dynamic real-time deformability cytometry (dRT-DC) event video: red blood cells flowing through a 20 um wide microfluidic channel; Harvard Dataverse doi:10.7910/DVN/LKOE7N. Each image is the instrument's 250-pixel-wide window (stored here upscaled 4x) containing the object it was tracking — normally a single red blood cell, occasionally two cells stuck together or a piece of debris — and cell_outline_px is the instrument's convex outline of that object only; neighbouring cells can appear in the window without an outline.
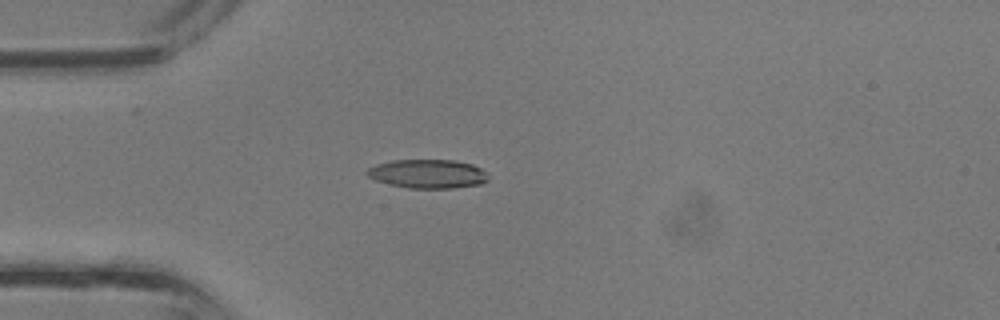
{"species": "common noctule bat (a hibernating species)", "species_latin": "Nyctalus noctula", "temperature_condition": "room temperature", "stored_images_in_passage": 28, "camera_frame_rate_fps": 3000, "um_per_image_px": 0.085, "animal": {"sex": "male", "body_mass_g": 13.3}, "frame": {"image": 1, "passage_image": 1, "time_ms": 0.0, "image_size_px": [1000, 320], "cell_outline_px": [[488, 180], [480, 184], [452, 188], [408, 188], [376, 180], [368, 176], [364, 172], [368, 168], [376, 164], [392, 160], [456, 160], [472, 164], [480, 168], [488, 176]], "centroid_in_image_um": [36.35, 14.76], "position_along_channel_um": 48.7, "area_um2": 20.29}}
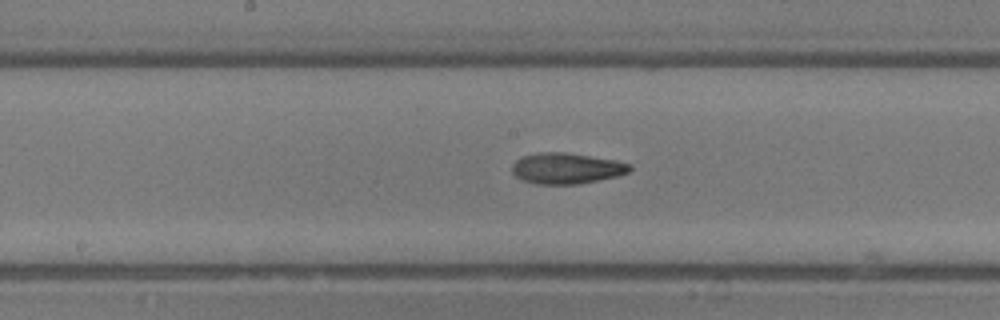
{"frame": {"image": 2, "passage_image": 10, "time_ms": 3.0, "image_size_px": [1000, 320], "cell_outline_px": [[632, 168], [628, 172], [616, 176], [580, 184], [536, 184], [520, 180], [512, 172], [512, 164], [516, 160], [524, 156], [540, 152], [564, 152], [616, 160], [632, 164]], "centroid_in_image_um": [48.14, 14.31], "position_along_channel_um": 200.1, "area_um2": 21.21}}
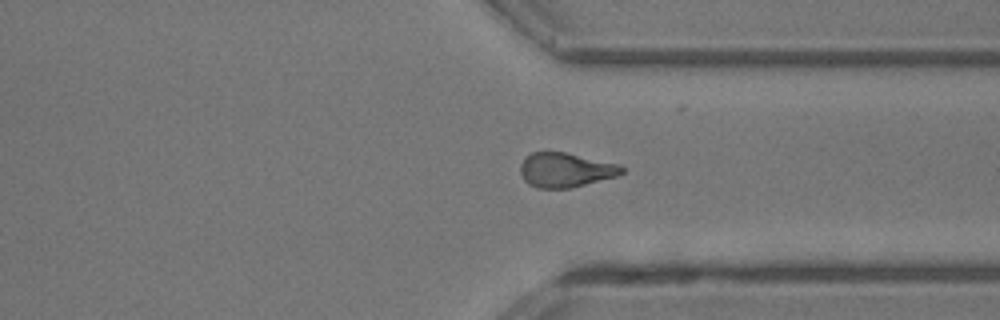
{"frame": {"image": 3, "passage_image": 19, "time_ms": 6.0, "image_size_px": [1000, 320], "cell_outline_px": [[624, 172], [616, 176], [572, 188], [536, 188], [528, 184], [524, 180], [520, 172], [520, 164], [532, 152], [564, 152], [620, 164], [624, 168]], "centroid_in_image_um": [48.07, 14.46], "position_along_channel_um": 363.3, "area_um2": 20.35}}